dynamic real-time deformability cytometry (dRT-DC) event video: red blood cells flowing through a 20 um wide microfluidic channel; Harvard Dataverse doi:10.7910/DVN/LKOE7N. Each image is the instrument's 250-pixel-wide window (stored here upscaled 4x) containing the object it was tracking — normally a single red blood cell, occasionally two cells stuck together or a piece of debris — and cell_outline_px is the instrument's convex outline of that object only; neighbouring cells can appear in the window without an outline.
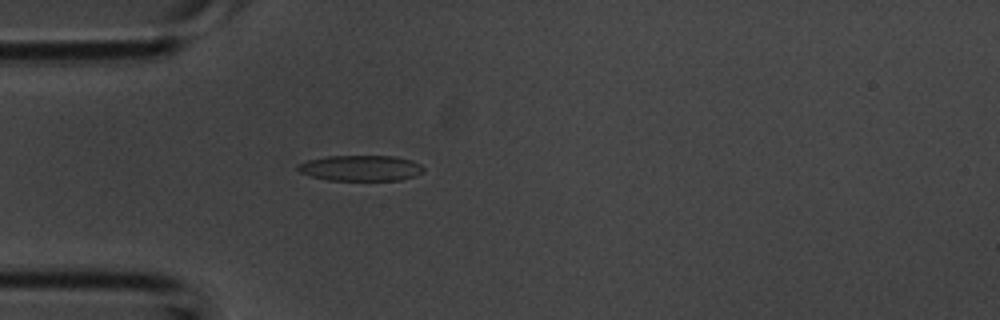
{"species": "common noctule bat (a hibernating species)", "species_latin": "Nyctalus noctula", "temperature_condition": "room temperature", "stored_images_in_passage": 37, "camera_frame_rate_fps": 3000, "um_per_image_px": 0.085, "animal": {"sex": "male", "body_mass_g": 20.1, "forearm_length_mm": 53.5}, "frame": {"image": 1, "passage_image": 9, "time_ms": 2.667, "image_size_px": [1000, 320], "cell_outline_px": [[424, 172], [416, 176], [400, 180], [328, 180], [312, 176], [300, 172], [296, 168], [300, 164], [308, 160], [324, 156], [396, 156], [412, 160], [420, 164], [424, 168]], "centroid_in_image_um": [30.71, 14.28], "position_along_channel_um": 54.3, "area_um2": 18.84}}
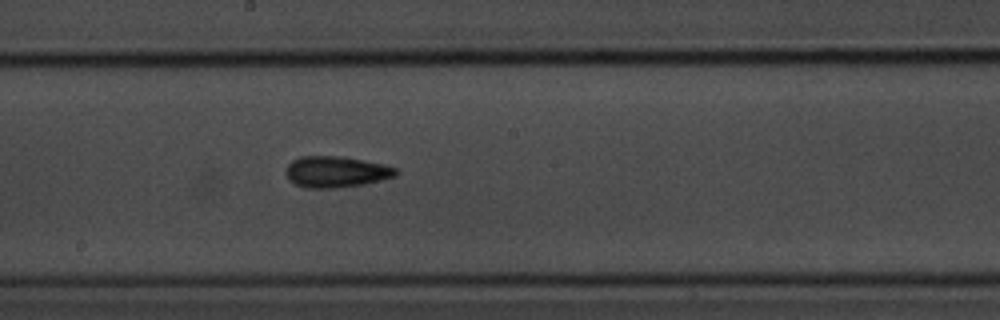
{"frame": {"image": 2, "passage_image": 20, "time_ms": 6.333, "image_size_px": [1000, 320], "cell_outline_px": [[400, 172], [396, 176], [364, 184], [336, 188], [308, 188], [296, 184], [288, 180], [284, 172], [288, 164], [292, 160], [300, 156], [344, 156], [384, 164], [396, 168]], "centroid_in_image_um": [28.56, 14.6], "position_along_channel_um": 219.6, "area_um2": 20.23}}
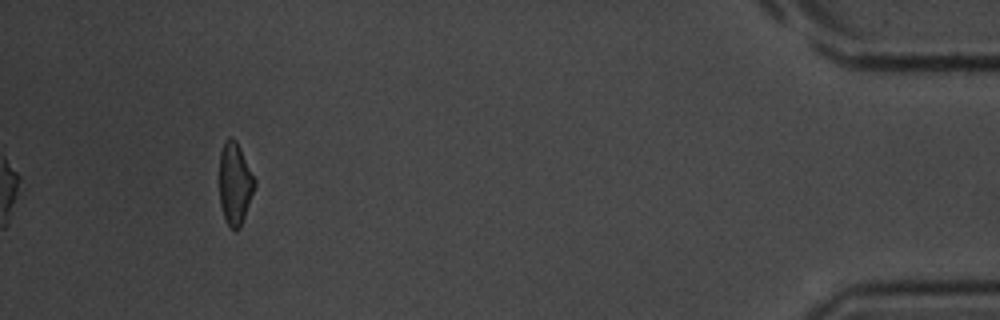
{"frame": {"image": 3, "passage_image": 37, "time_ms": 12.0, "image_size_px": [1000, 320], "cell_outline_px": [[256, 184], [240, 228], [236, 232], [228, 224], [224, 216], [220, 204], [220, 152], [224, 140], [228, 136], [232, 136], [236, 140], [256, 180]], "centroid_in_image_um": [19.97, 15.57], "position_along_channel_um": 415.2, "area_um2": 16.82}}